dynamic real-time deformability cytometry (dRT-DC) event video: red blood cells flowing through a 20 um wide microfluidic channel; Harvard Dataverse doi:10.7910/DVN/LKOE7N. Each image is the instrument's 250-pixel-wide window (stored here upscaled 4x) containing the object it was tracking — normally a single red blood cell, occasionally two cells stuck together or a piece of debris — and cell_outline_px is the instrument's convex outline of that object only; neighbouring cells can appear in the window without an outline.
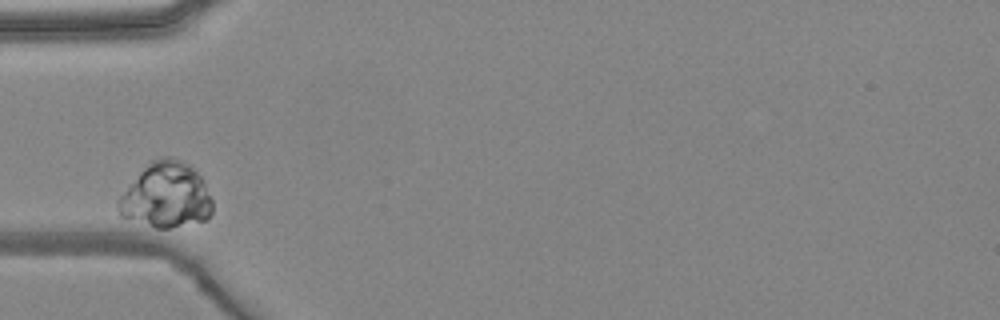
{"species": "common noctule bat (a hibernating species)", "species_latin": "Nyctalus noctula", "temperature_condition": "warm", "stored_images_in_passage": 3, "camera_frame_rate_fps": 3000, "um_per_image_px": 0.085, "animal": {"sex": "female", "body_mass_g": 24.6, "forearm_length_mm": 56.2}, "frame": {"image": 1, "passage_image": 1, "time_ms": 0.0, "image_size_px": [1000, 320], "cell_outline_px": [[212, 212], [208, 220], [168, 228], [156, 228], [120, 216], [116, 208], [116, 200], [140, 172], [152, 160], [160, 156], [168, 156], [192, 168], [200, 176], [212, 200]], "centroid_in_image_um": [14.1, 16.64], "position_along_channel_um": 70.9, "area_um2": 35.49}}
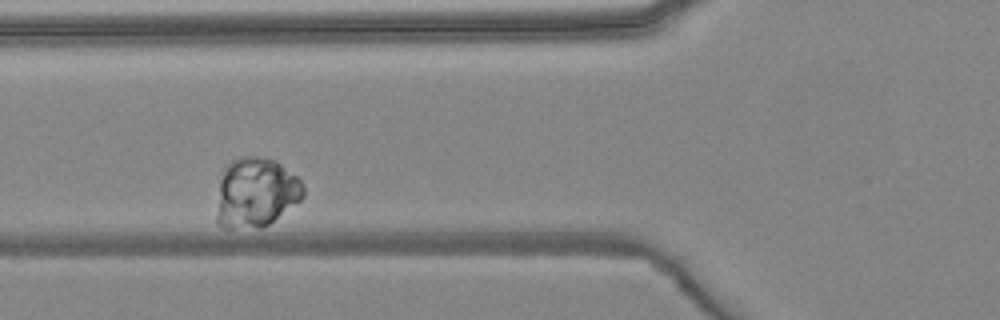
{"frame": {"image": 2, "passage_image": 2, "time_ms": 1.0, "image_size_px": [1000, 320], "cell_outline_px": [[304, 196], [300, 200], [268, 224], [260, 228], [224, 228], [216, 224], [216, 216], [220, 180], [224, 164], [232, 160], [244, 156], [256, 156], [272, 160], [280, 164], [296, 176], [300, 180], [304, 188]], "centroid_in_image_um": [21.7, 16.37], "position_along_channel_um": 104.1, "area_um2": 35.14}}
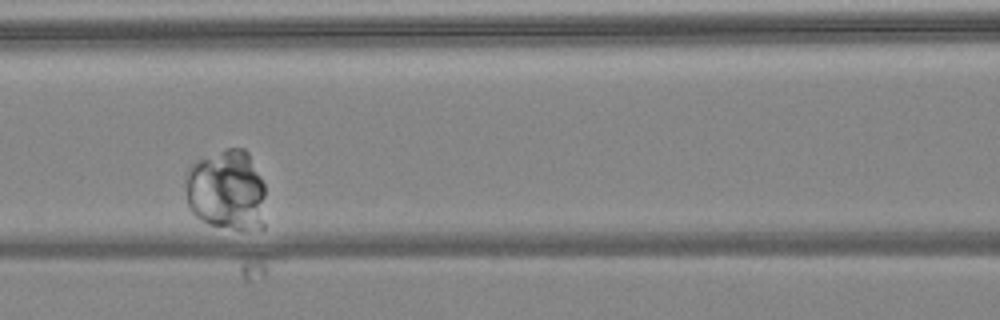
{"frame": {"image": 3, "passage_image": 3, "time_ms": 2.333, "image_size_px": [1000, 320], "cell_outline_px": [[264, 228], [236, 228], [208, 224], [196, 216], [192, 212], [188, 204], [188, 168], [196, 160], [228, 148], [244, 148], [248, 152], [264, 184]], "centroid_in_image_um": [19.3, 16.15], "position_along_channel_um": 147.3, "area_um2": 37.17}}